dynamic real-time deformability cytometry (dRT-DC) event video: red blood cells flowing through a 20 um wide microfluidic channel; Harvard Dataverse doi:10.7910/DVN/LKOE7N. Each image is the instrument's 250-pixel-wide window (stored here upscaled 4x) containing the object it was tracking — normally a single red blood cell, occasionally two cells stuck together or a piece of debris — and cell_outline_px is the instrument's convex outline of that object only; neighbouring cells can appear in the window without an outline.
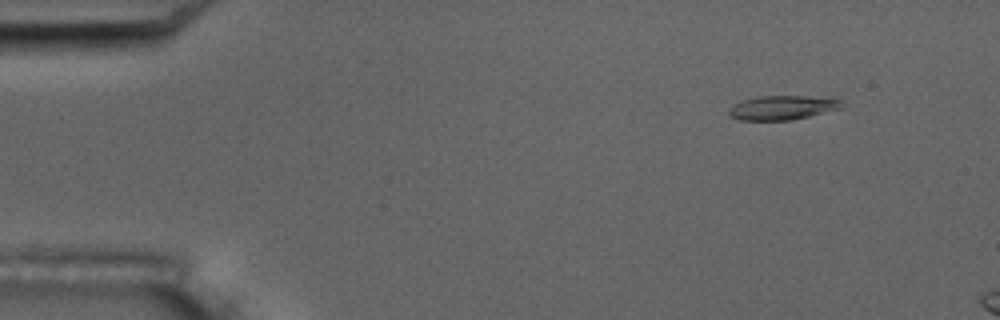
{"species": "common noctule bat (a hibernating species)", "species_latin": "Nyctalus noctula", "temperature_condition": "room temperature", "stored_images_in_passage": 7, "camera_frame_rate_fps": 3000, "um_per_image_px": 0.085, "animal": {"sex": "male", "body_mass_g": 17.5, "forearm_length_mm": 52.3}, "frame": {"image": 1, "passage_image": 2, "time_ms": 0.333, "image_size_px": [1000, 320], "cell_outline_px": [[844, 108], [792, 120], [740, 120], [728, 116], [728, 108], [732, 104], [744, 100], [760, 96], [836, 96], [840, 100]], "centroid_in_image_um": [66.56, 9.14], "position_along_channel_um": 18.4, "area_um2": 16.36}}